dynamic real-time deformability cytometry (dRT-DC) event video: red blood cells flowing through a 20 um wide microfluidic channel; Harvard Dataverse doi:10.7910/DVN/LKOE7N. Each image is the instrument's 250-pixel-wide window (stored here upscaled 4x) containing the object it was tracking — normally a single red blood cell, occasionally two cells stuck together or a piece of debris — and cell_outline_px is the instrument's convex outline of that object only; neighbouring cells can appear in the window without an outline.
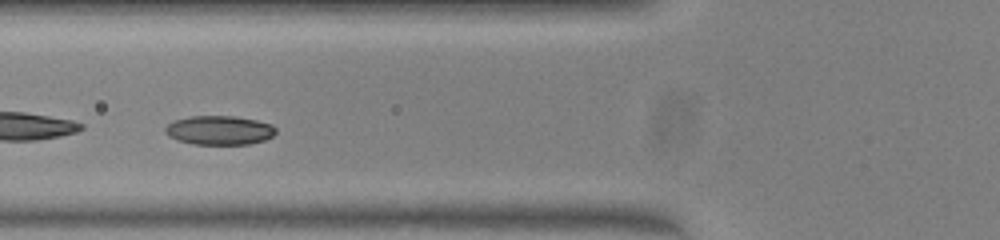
{"species": "common noctule bat (a hibernating species)", "species_latin": "Nyctalus noctula", "temperature_condition": "warm", "stored_images_in_passage": 42, "camera_frame_rate_fps": 3000, "um_per_image_px": 0.085, "animal": {"sex": "female", "body_mass_g": 23.0, "forearm_length_mm": 53.4}, "frame": {"image": 1, "passage_image": 12, "time_ms": 3.667, "image_size_px": [1000, 240], "cell_outline_px": [[276, 132], [272, 136], [264, 140], [248, 144], [192, 144], [176, 140], [168, 136], [164, 132], [164, 128], [172, 120], [192, 116], [236, 116], [256, 120], [272, 124], [276, 128]], "centroid_in_image_um": [18.61, 11.07], "position_along_channel_um": 107.2, "area_um2": 18.9}}
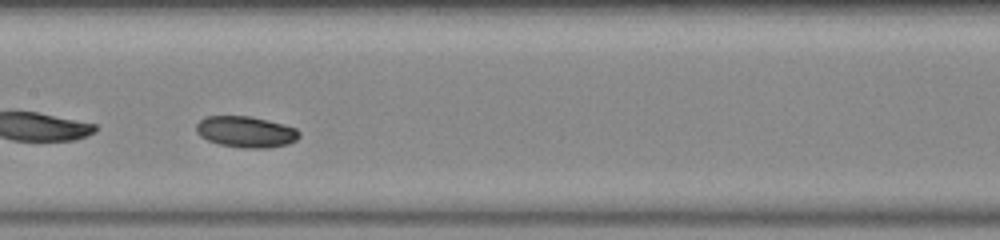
{"frame": {"image": 2, "passage_image": 18, "time_ms": 5.667, "image_size_px": [1000, 240], "cell_outline_px": [[300, 136], [296, 140], [288, 144], [268, 148], [240, 148], [220, 144], [208, 140], [200, 136], [196, 132], [196, 124], [204, 116], [248, 116], [284, 124], [296, 128], [300, 132]], "centroid_in_image_um": [20.9, 11.21], "position_along_channel_um": 186.5, "area_um2": 18.79}}
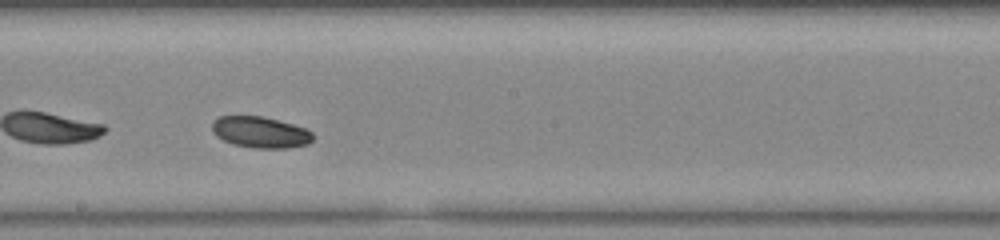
{"frame": {"image": 3, "passage_image": 21, "time_ms": 6.667, "image_size_px": [1000, 240], "cell_outline_px": [[312, 140], [308, 144], [288, 148], [256, 148], [232, 144], [216, 136], [212, 132], [212, 120], [220, 116], [264, 116], [292, 124], [304, 128], [312, 132]], "centroid_in_image_um": [22.1, 11.23], "position_along_channel_um": 226.1, "area_um2": 18.38}, "authors_computed_cell_mechanics": {"area_um2": 18.9295, "velocity_mm_per_s": 3.9747, "shape_relaxation_time_tau1_ms": 4.3583, "shape_relaxation_time_tau2_ms": null, "deformation_change_tau1": 0.0808, "deformation_change_tau2": null}}